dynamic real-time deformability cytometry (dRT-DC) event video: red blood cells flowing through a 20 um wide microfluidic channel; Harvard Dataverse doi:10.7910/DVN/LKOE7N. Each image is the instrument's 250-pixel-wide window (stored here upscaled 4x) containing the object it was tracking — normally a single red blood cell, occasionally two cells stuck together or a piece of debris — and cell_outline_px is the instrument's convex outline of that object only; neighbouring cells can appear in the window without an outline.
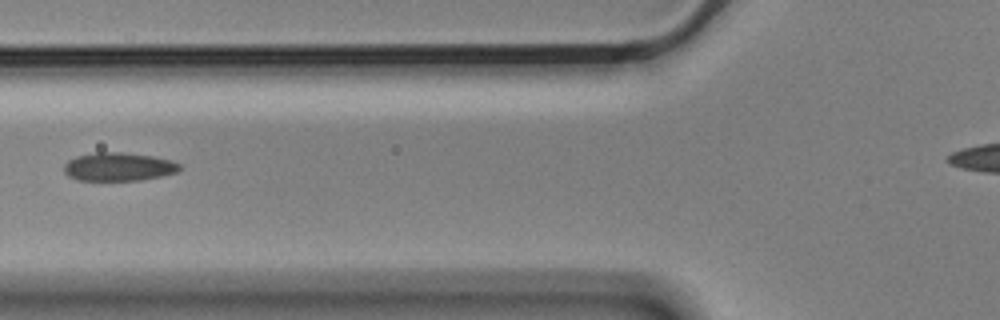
{"species": "Egyptian fruit bat (a non-hibernating species)", "species_latin": "Rousettus aegyptiacus", "temperature_condition": "cold", "stored_images_in_passage": 9, "camera_frame_rate_fps": 3000, "um_per_image_px": 0.085, "animal": {"sex": "male"}, "frame": {"image": 1, "passage_image": 5, "time_ms": 1.333, "image_size_px": [1000, 320], "cell_outline_px": [[180, 168], [176, 172], [160, 176], [140, 180], [76, 180], [68, 176], [64, 172], [64, 164], [68, 160], [76, 156], [96, 152], [120, 152], [152, 156], [172, 160], [180, 164]], "centroid_in_image_um": [10.04, 14.17], "position_along_channel_um": 115.8, "area_um2": 19.07}}
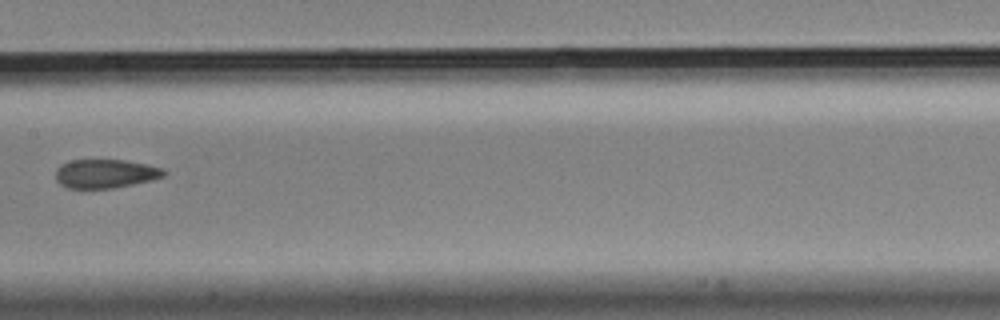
{"frame": {"image": 2, "passage_image": 7, "time_ms": 2.0, "image_size_px": [1000, 320], "cell_outline_px": [[164, 176], [152, 180], [112, 188], [68, 188], [60, 184], [56, 180], [56, 168], [60, 164], [72, 160], [124, 160], [164, 168]], "centroid_in_image_um": [8.92, 14.76], "position_along_channel_um": 198.5, "area_um2": 18.03}}
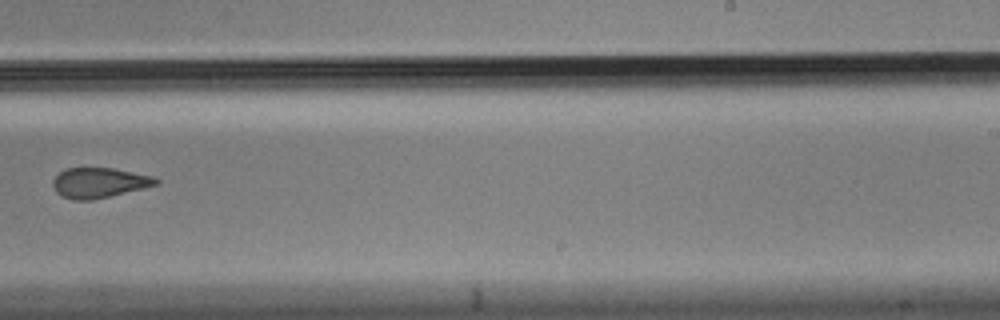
{"frame": {"image": 3, "passage_image": 9, "time_ms": 2.667, "image_size_px": [1000, 320], "cell_outline_px": [[160, 184], [144, 188], [92, 200], [72, 200], [56, 192], [52, 184], [52, 180], [60, 172], [68, 168], [112, 168], [156, 176], [160, 180]], "centroid_in_image_um": [8.47, 15.53], "position_along_channel_um": 280.5, "area_um2": 18.15}}